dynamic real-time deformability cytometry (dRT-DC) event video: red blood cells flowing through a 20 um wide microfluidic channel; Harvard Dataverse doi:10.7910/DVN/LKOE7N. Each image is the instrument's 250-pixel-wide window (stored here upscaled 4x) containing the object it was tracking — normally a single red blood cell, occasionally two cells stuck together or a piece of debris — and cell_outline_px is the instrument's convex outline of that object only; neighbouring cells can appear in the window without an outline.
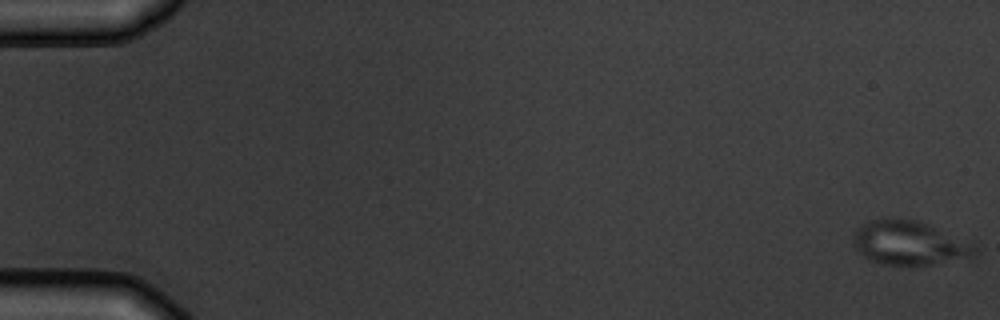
{"species": "common noctule bat (a hibernating species)", "species_latin": "Nyctalus noctula", "temperature_condition": "warm", "stored_images_in_passage": 7, "camera_frame_rate_fps": 3000, "um_per_image_px": 0.085, "animal": {"sex": "male", "body_mass_g": 19.5, "forearm_length_mm": 54.6}, "frame": {"image": 1, "passage_image": 1, "time_ms": 0.0, "image_size_px": [1000, 320], "cell_outline_px": [[980, 252], [976, 260], [928, 264], [884, 264], [872, 260], [856, 252], [852, 236], [856, 228], [868, 220], [884, 216], [888, 216], [916, 220], [928, 224], [976, 244]], "centroid_in_image_um": [77.37, 20.64], "position_along_channel_um": 7.6, "area_um2": 32.31}}